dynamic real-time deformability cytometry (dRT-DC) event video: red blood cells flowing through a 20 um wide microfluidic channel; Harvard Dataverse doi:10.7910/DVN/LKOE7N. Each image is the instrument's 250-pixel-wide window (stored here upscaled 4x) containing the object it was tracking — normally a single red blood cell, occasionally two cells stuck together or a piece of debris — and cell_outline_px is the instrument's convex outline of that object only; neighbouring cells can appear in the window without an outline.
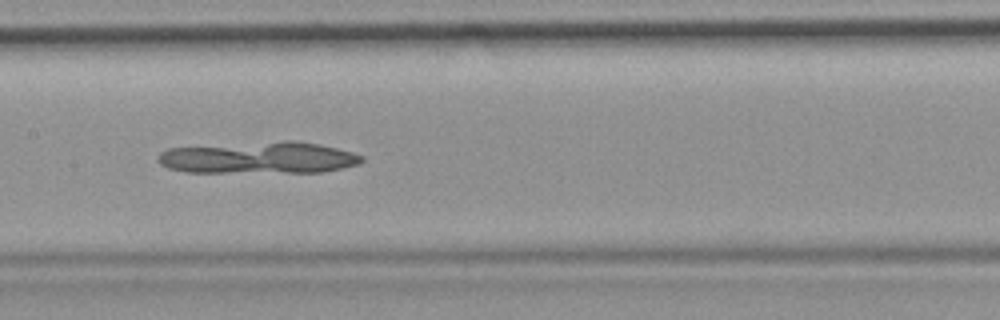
{"species": "common noctule bat (a hibernating species)", "species_latin": "Nyctalus noctula", "temperature_condition": "room temperature", "stored_images_in_passage": 38, "camera_frame_rate_fps": 3000, "um_per_image_px": 0.085, "animal": {"sex": "female", "body_mass_g": 19.9}, "frame": {"image": 1, "passage_image": 12, "time_ms": 3.667, "image_size_px": [1000, 320], "cell_outline_px": [[364, 160], [360, 164], [324, 172], [188, 172], [168, 168], [160, 164], [156, 160], [156, 156], [160, 152], [168, 148], [284, 140], [296, 140], [320, 144], [352, 152], [364, 156]], "centroid_in_image_um": [22.01, 13.4], "position_along_channel_um": 185.4, "area_um2": 38.09}}
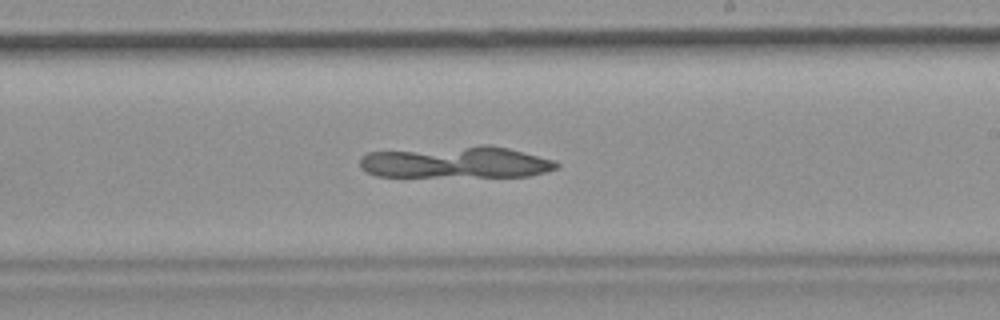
{"frame": {"image": 2, "passage_image": 17, "time_ms": 5.333, "image_size_px": [1000, 320], "cell_outline_px": [[560, 168], [548, 172], [528, 176], [376, 176], [360, 168], [360, 156], [368, 152], [480, 144], [484, 144], [508, 148], [556, 160], [560, 164]], "centroid_in_image_um": [38.81, 13.78], "position_along_channel_um": 250.2, "area_um2": 36.82}}